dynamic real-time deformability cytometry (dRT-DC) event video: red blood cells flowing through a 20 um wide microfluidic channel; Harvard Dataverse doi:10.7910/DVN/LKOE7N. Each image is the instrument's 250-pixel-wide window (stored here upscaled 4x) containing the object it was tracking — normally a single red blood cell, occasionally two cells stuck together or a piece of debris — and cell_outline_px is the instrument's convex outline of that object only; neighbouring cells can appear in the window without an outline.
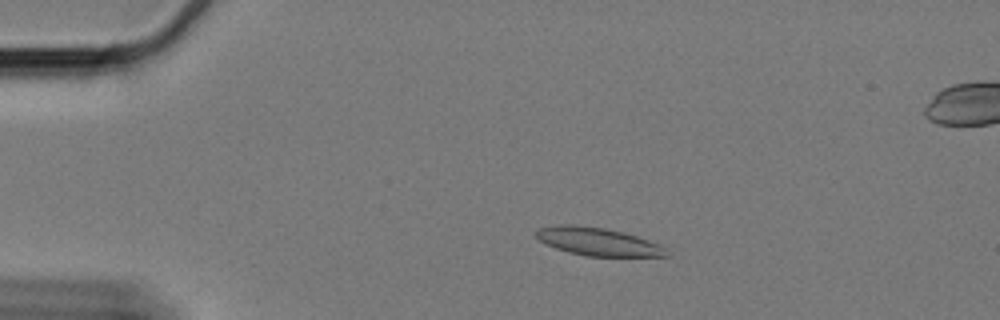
{"species": "Egyptian fruit bat (a non-hibernating species)", "species_latin": "Rousettus aegyptiacus", "temperature_condition": "cold", "stored_images_in_passage": 52, "segment_of_instrument_passage": [1, 2], "camera_frame_rate_fps": 3000, "um_per_image_px": 0.085, "animal": {"sex": "female"}, "frame": {"image": 1, "passage_image": 2, "time_ms": 0.333, "image_size_px": [1000, 320], "cell_outline_px": [[672, 256], [588, 256], [568, 252], [556, 248], [540, 240], [536, 236], [536, 232], [540, 228], [564, 224], [568, 224], [604, 228], [624, 232], [648, 240], [664, 248]], "centroid_in_image_um": [50.84, 20.54], "position_along_channel_um": 34.2, "area_um2": 20.81}}
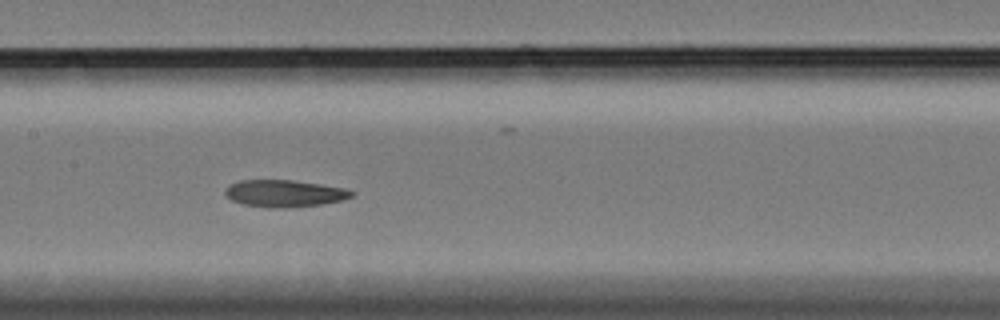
{"frame": {"image": 2, "passage_image": 20, "time_ms": 6.333, "image_size_px": [1000, 320], "cell_outline_px": [[356, 192], [352, 196], [344, 200], [320, 204], [288, 208], [268, 208], [244, 204], [232, 200], [224, 192], [224, 188], [228, 184], [240, 180], [292, 180], [320, 184], [344, 188]], "centroid_in_image_um": [24.16, 16.44], "position_along_channel_um": 183.2, "area_um2": 20.0}}
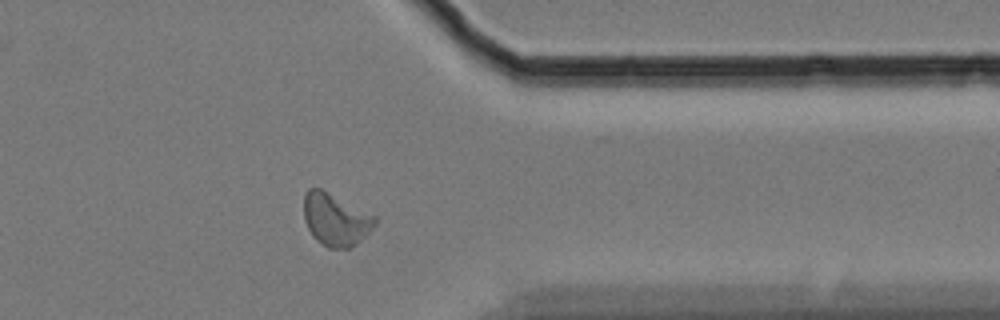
{"frame": {"image": 3, "passage_image": 39, "time_ms": 12.667, "image_size_px": [1000, 320], "cell_outline_px": [[376, 224], [356, 244], [348, 248], [328, 248], [316, 240], [312, 236], [304, 220], [304, 192], [308, 188], [320, 188], [376, 216]], "centroid_in_image_um": [28.49, 18.66], "position_along_channel_um": 382.9, "area_um2": 21.56}}